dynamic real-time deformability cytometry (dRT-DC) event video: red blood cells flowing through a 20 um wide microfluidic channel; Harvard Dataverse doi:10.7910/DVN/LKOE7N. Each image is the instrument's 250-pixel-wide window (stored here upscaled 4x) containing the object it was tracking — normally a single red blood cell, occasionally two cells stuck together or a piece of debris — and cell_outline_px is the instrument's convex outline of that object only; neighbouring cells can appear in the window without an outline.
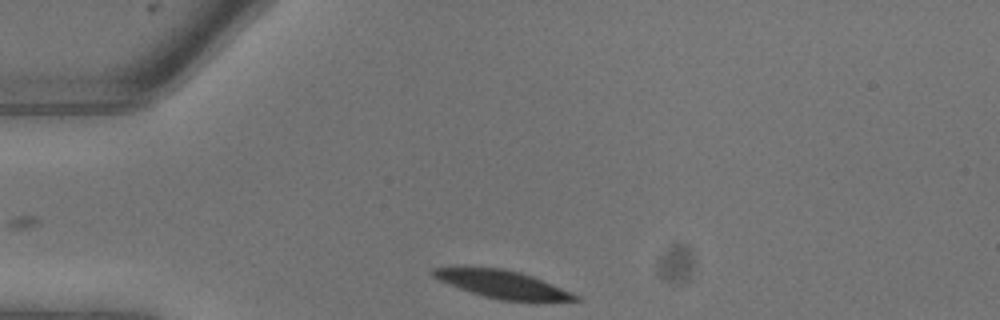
{"species": "common noctule bat (a hibernating species)", "species_latin": "Nyctalus noctula", "temperature_condition": "warm", "stored_images_in_passage": 4, "camera_frame_rate_fps": 3000, "um_per_image_px": 0.085, "animal": {"sex": "male", "body_mass_g": 13.3}, "frame": {"image": 1, "passage_image": 1, "time_ms": 0.0, "image_size_px": [1000, 320], "cell_outline_px": [[580, 300], [504, 300], [472, 292], [460, 288], [440, 280], [432, 276], [432, 268], [504, 268], [520, 272], [532, 276], [580, 296]], "centroid_in_image_um": [42.72, 24.15], "position_along_channel_um": 42.3, "area_um2": 21.85}}
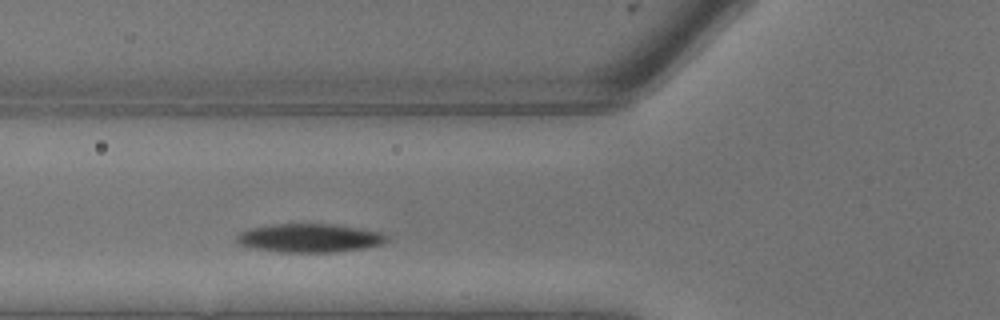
{"frame": {"image": 2, "passage_image": 4, "time_ms": 1.0, "image_size_px": [1000, 320], "cell_outline_px": [[388, 240], [380, 244], [364, 248], [332, 252], [280, 252], [248, 248], [240, 244], [236, 240], [236, 236], [240, 232], [248, 228], [272, 224], [332, 224], [360, 228], [380, 232], [388, 236]], "centroid_in_image_um": [26.26, 20.23], "position_along_channel_um": 99.5, "area_um2": 25.09}}